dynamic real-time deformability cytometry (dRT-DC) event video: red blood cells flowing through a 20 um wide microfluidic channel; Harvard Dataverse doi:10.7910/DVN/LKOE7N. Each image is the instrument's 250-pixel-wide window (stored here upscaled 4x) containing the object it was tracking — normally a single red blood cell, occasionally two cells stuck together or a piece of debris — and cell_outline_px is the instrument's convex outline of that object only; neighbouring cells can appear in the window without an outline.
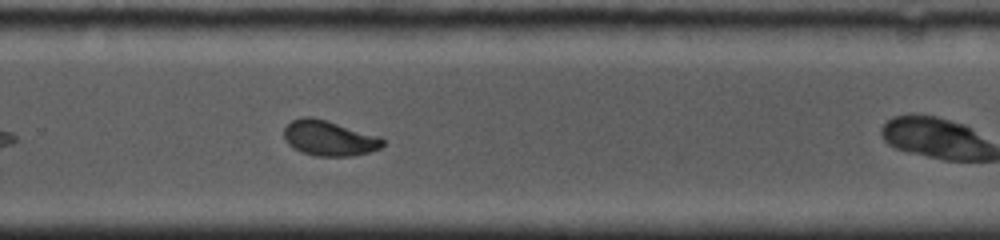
{"species": "common noctule bat (a hibernating species)", "species_latin": "Nyctalus noctula", "temperature_condition": "cold", "stored_images_in_passage": 45, "camera_frame_rate_fps": 5000, "um_per_image_px": 0.085, "animal": {"sex": "female", "body_mass_g": 19.0, "forearm_length_mm": 53.3}, "frame": {"image": 1, "passage_image": 35, "time_ms": 5.8, "image_size_px": [1000, 240], "cell_outline_px": [[384, 144], [380, 148], [368, 152], [352, 156], [316, 156], [300, 152], [292, 148], [284, 140], [284, 128], [292, 120], [304, 116], [312, 116], [380, 136], [384, 140]], "centroid_in_image_um": [27.95, 11.75], "position_along_channel_um": 301.9, "area_um2": 20.4}}
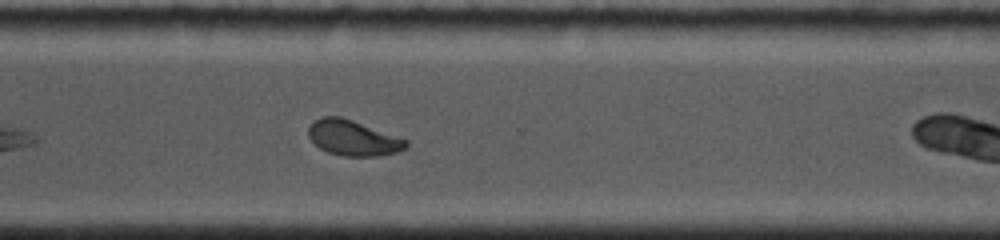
{"frame": {"image": 2, "passage_image": 40, "time_ms": 6.8, "image_size_px": [1000, 240], "cell_outline_px": [[408, 144], [404, 148], [396, 152], [380, 156], [344, 156], [328, 152], [320, 148], [308, 136], [308, 128], [316, 120], [324, 116], [340, 116], [352, 120], [408, 140]], "centroid_in_image_um": [30.01, 11.73], "position_along_channel_um": 340.6, "area_um2": 19.83}}